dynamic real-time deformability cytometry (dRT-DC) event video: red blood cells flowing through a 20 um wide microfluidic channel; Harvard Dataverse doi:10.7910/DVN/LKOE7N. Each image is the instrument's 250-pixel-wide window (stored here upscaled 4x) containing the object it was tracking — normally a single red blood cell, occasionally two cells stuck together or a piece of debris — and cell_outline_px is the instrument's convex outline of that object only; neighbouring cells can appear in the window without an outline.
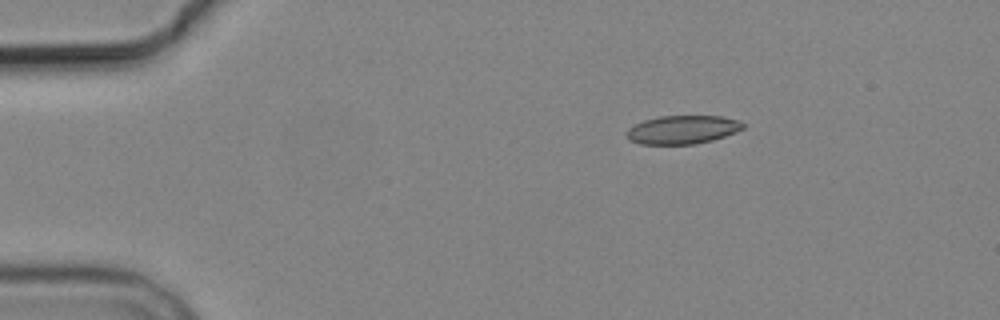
{"species": "common noctule bat (a hibernating species)", "species_latin": "Nyctalus noctula", "temperature_condition": "cold", "stored_images_in_passage": 3, "camera_frame_rate_fps": 3000, "um_per_image_px": 0.085, "animal": {"sex": "male", "body_mass_g": 19.2, "forearm_length_mm": 51.8}, "frame": {"image": 1, "passage_image": 3, "time_ms": 2.333, "image_size_px": [1000, 320], "cell_outline_px": [[744, 128], [736, 132], [712, 140], [696, 144], [640, 144], [632, 140], [628, 136], [628, 128], [644, 120], [660, 116], [720, 116], [736, 120], [744, 124]], "centroid_in_image_um": [58.03, 11.02], "position_along_channel_um": 27.0, "area_um2": 19.02}}